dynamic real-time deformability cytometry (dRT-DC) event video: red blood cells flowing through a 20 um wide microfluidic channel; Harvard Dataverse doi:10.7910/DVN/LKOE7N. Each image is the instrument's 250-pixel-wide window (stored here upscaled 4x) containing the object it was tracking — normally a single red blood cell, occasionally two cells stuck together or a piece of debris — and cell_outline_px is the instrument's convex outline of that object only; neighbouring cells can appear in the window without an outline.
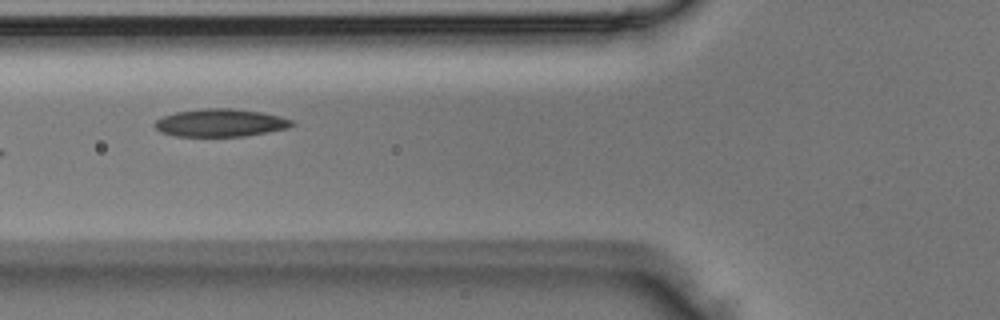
{"species": "Egyptian fruit bat (a non-hibernating species)", "species_latin": "Rousettus aegyptiacus", "temperature_condition": "room temperature", "stored_images_in_passage": 4, "camera_frame_rate_fps": 3000, "um_per_image_px": 0.085, "animal": {"sex": "male"}, "frame": {"image": 1, "passage_image": 4, "time_ms": 1.0, "image_size_px": [1000, 320], "cell_outline_px": [[296, 124], [288, 128], [244, 136], [176, 136], [160, 132], [152, 124], [156, 120], [164, 116], [176, 112], [204, 108], [232, 108], [260, 112], [280, 116], [292, 120]], "centroid_in_image_um": [18.73, 10.43], "position_along_channel_um": 107.1, "area_um2": 22.14}}